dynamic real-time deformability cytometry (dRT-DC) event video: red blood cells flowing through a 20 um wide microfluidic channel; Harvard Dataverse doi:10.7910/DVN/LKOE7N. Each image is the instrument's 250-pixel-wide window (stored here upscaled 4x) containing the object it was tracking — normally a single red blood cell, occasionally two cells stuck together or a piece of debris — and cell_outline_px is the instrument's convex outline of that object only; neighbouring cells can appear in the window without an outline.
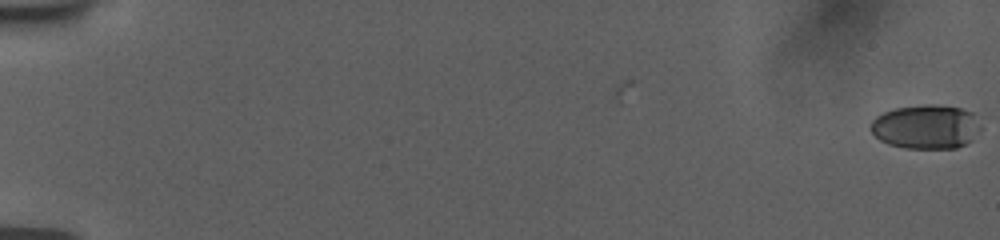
{"species": "human", "species_latin": "Homo sapiens", "temperature_condition": "room temperature", "stored_images_in_passage": 4, "camera_frame_rate_fps": 3000, "um_per_image_px": 0.085, "donor": {"sex": "female"}, "frame": {"image": 1, "passage_image": 4, "time_ms": 1.0, "image_size_px": [1000, 240], "cell_outline_px": [[972, 140], [956, 148], [904, 148], [888, 144], [880, 140], [868, 128], [872, 120], [876, 116], [884, 112], [896, 108], [924, 104], [936, 104], [960, 108], [972, 112]], "centroid_in_image_um": [78.55, 10.77], "position_along_channel_um": 6.5, "area_um2": 27.46}}